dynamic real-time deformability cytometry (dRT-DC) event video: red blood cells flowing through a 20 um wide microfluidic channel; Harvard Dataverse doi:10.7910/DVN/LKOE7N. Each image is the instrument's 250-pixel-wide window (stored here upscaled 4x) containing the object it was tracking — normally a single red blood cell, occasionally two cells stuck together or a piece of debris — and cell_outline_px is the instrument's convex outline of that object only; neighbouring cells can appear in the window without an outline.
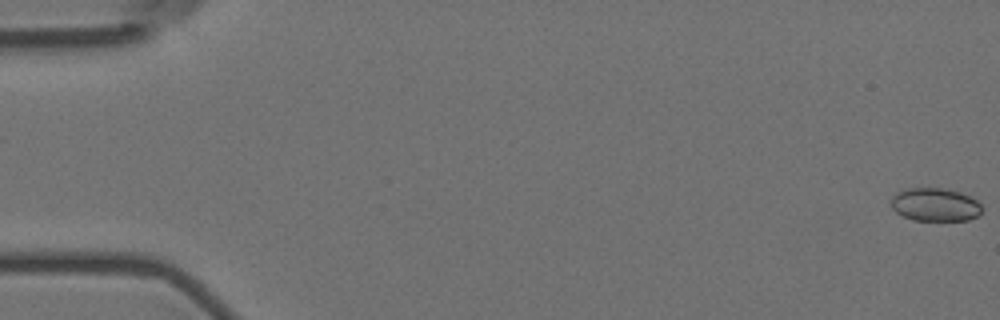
{"species": "Egyptian fruit bat (a non-hibernating species)", "species_latin": "Rousettus aegyptiacus", "temperature_condition": "room temperature", "stored_images_in_passage": 43, "camera_frame_rate_fps": 3000, "um_per_image_px": 0.085, "animal": {"sex": "female"}, "frame": {"image": 1, "passage_image": 1, "time_ms": 0.0, "image_size_px": [1000, 320], "cell_outline_px": [[980, 212], [976, 216], [968, 220], [912, 220], [896, 212], [892, 208], [892, 196], [896, 192], [904, 188], [940, 188], [960, 192], [976, 200], [980, 204]], "centroid_in_image_um": [79.44, 17.39], "position_along_channel_um": 5.6, "area_um2": 17.4}}